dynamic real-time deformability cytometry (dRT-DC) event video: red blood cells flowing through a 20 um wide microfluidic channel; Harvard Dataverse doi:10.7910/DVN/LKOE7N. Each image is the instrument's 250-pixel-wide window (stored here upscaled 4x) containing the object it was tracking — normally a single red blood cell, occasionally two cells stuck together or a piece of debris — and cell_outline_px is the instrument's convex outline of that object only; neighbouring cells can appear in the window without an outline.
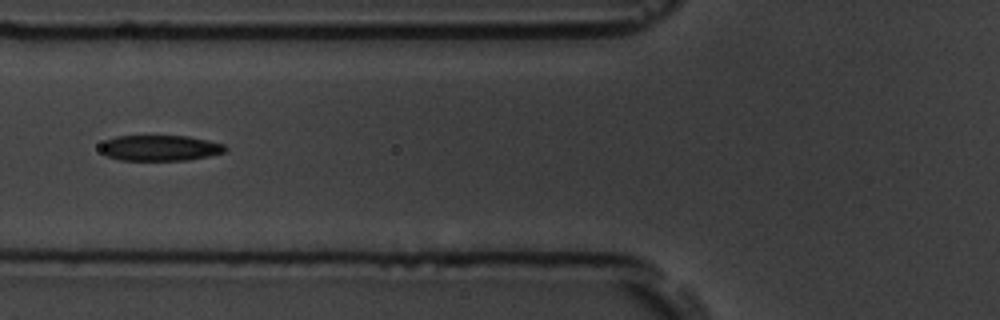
{"species": "common noctule bat (a hibernating species)", "species_latin": "Nyctalus noctula", "temperature_condition": "room temperature", "stored_images_in_passage": 11, "camera_frame_rate_fps": 3000, "um_per_image_px": 0.085, "animal": {"sex": "male", "body_mass_g": 19.5, "forearm_length_mm": 54.6}, "frame": {"image": 1, "passage_image": 7, "time_ms": 2.0, "image_size_px": [1000, 320], "cell_outline_px": [[228, 148], [224, 152], [208, 156], [188, 160], [120, 160], [108, 156], [100, 152], [100, 144], [104, 140], [116, 136], [188, 136], [208, 140], [224, 144]], "centroid_in_image_um": [13.58, 12.57], "position_along_channel_um": 112.2, "area_um2": 18.79}}